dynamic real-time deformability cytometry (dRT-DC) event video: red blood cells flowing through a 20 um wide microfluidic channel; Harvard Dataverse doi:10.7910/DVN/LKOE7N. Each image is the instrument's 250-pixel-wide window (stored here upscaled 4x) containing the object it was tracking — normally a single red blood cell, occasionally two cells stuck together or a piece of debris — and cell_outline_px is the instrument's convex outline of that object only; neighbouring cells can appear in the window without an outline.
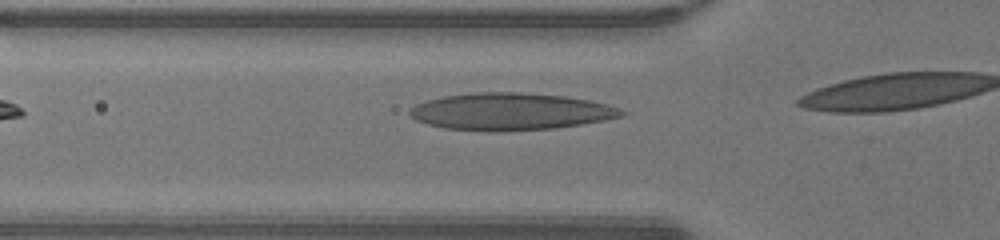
{"species": "human", "species_latin": "Homo sapiens", "temperature_condition": "warm", "stored_images_in_passage": 7, "camera_frame_rate_fps": 3000, "um_per_image_px": 0.085, "donor": {"sex": "male"}, "frame": {"image": 1, "passage_image": 5, "time_ms": 1.333, "image_size_px": [1000, 240], "cell_outline_px": [[628, 112], [624, 116], [604, 120], [556, 128], [500, 132], [488, 132], [444, 128], [428, 124], [416, 120], [408, 116], [408, 108], [416, 104], [428, 100], [444, 96], [476, 92], [520, 92], [564, 96], [588, 100], [620, 108]], "centroid_in_image_um": [43.36, 9.49], "position_along_channel_um": 82.4, "area_um2": 46.12}}